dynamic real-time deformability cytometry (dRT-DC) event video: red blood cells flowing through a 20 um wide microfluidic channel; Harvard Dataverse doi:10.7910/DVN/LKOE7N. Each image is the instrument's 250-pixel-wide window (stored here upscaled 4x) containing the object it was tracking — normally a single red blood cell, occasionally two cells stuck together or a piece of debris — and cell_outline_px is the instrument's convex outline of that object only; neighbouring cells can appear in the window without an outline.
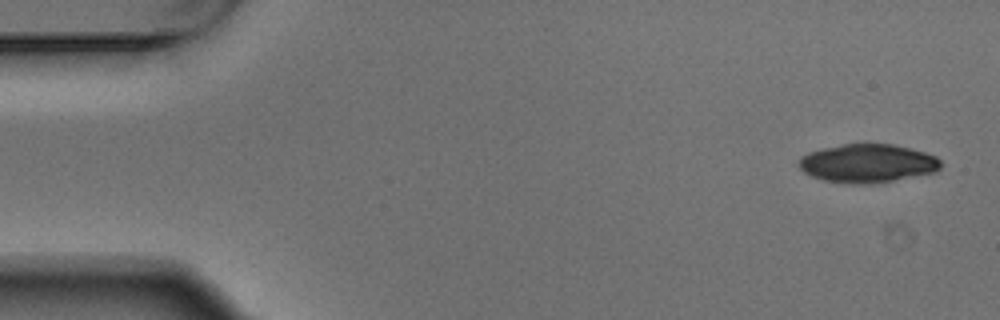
{"species": "Egyptian fruit bat (a non-hibernating species)", "species_latin": "Rousettus aegyptiacus", "temperature_condition": "warm", "stored_images_in_passage": 7, "camera_frame_rate_fps": 3000, "um_per_image_px": 0.085, "animal": {"sex": "male"}, "frame": {"image": 1, "passage_image": 1, "time_ms": 0.0, "image_size_px": [1000, 320], "cell_outline_px": [[940, 168], [936, 172], [872, 184], [848, 184], [824, 180], [812, 176], [804, 172], [796, 164], [796, 160], [800, 156], [808, 152], [824, 148], [844, 144], [892, 144], [912, 148], [936, 156], [940, 160]], "centroid_in_image_um": [73.71, 13.88], "position_along_channel_um": 11.3, "area_um2": 32.02}}
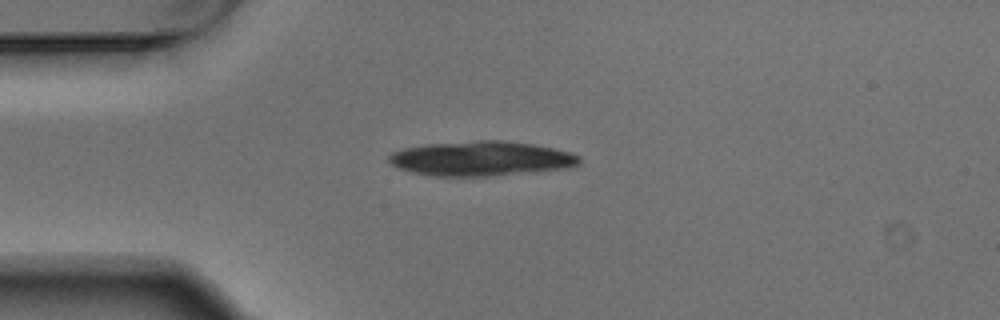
{"frame": {"image": 2, "passage_image": 4, "time_ms": 1.0, "image_size_px": [1000, 320], "cell_outline_px": [[580, 164], [572, 168], [488, 176], [428, 176], [412, 172], [400, 168], [392, 164], [388, 160], [388, 156], [392, 152], [404, 148], [428, 144], [476, 140], [500, 140], [532, 144], [552, 148], [568, 152], [580, 156]], "centroid_in_image_um": [40.9, 13.48], "position_along_channel_um": 44.1, "area_um2": 38.49}}